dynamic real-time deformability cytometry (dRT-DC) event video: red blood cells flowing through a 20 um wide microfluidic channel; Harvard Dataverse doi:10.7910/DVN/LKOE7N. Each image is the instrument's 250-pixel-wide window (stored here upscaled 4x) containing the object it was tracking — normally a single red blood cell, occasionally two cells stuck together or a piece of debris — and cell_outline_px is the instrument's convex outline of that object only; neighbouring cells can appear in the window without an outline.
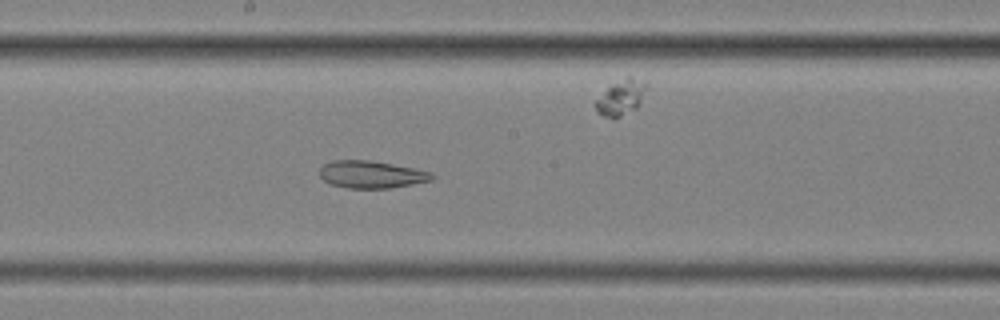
{"species": "common noctule bat (a hibernating species)", "species_latin": "Nyctalus noctula", "temperature_condition": "cold", "stored_images_in_passage": 45, "segment_of_instrument_passage": [2, 2], "camera_frame_rate_fps": 3000, "um_per_image_px": 0.085, "animal": {"sex": "female", "body_mass_g": 25.1}, "frame": {"image": 1, "passage_image": 19, "time_ms": 6.0, "image_size_px": [1000, 320], "cell_outline_px": [[436, 176], [432, 180], [412, 184], [388, 188], [348, 188], [328, 184], [320, 176], [320, 168], [324, 164], [332, 160], [368, 160], [392, 164], [432, 172]], "centroid_in_image_um": [31.55, 14.83], "position_along_channel_um": 216.7, "area_um2": 17.86}}
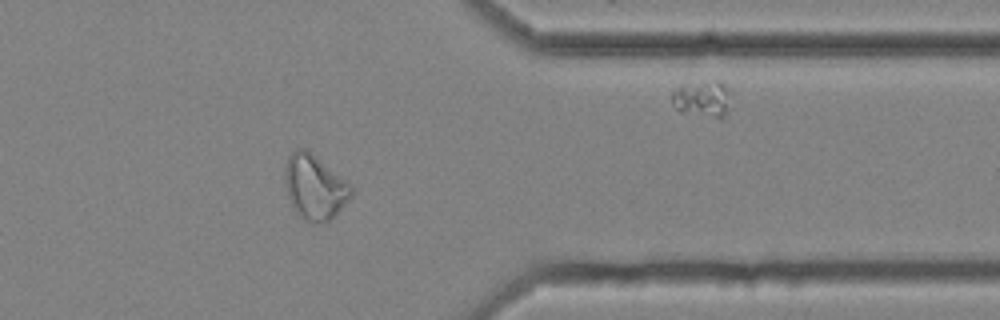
{"frame": {"image": 2, "passage_image": 34, "time_ms": 11.0, "image_size_px": [1000, 320], "cell_outline_px": [[352, 196], [336, 216], [324, 224], [312, 224], [296, 216], [292, 208], [288, 196], [284, 180], [284, 168], [288, 156], [296, 148], [308, 148], [352, 184]], "centroid_in_image_um": [26.75, 15.92], "position_along_channel_um": 384.6, "area_um2": 26.07}}
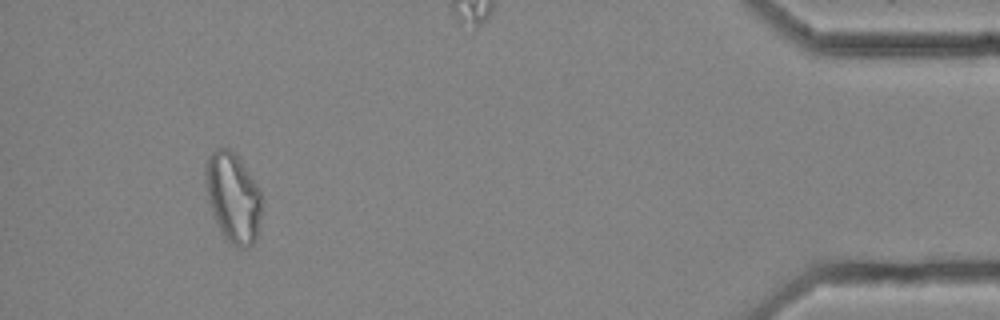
{"frame": {"image": 3, "passage_image": 41, "time_ms": 13.333, "image_size_px": [1000, 320], "cell_outline_px": [[264, 200], [256, 240], [248, 248], [240, 248], [232, 244], [224, 236], [212, 212], [208, 200], [204, 172], [204, 168], [208, 156], [212, 152], [220, 148], [228, 148], [240, 160], [256, 184]], "centroid_in_image_um": [19.82, 16.8], "position_along_channel_um": 415.4, "area_um2": 29.3}}